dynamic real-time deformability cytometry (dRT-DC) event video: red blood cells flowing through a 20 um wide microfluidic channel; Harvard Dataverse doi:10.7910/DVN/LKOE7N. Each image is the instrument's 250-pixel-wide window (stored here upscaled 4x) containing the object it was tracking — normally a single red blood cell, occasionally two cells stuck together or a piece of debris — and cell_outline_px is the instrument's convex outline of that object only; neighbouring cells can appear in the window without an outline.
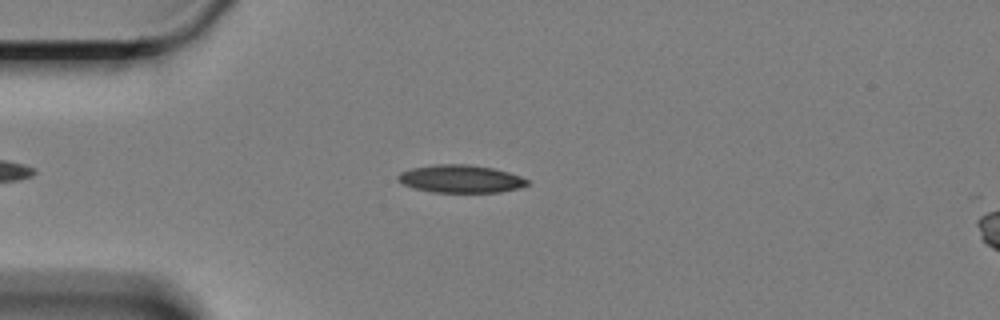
{"species": "Egyptian fruit bat (a non-hibernating species)", "species_latin": "Rousettus aegyptiacus", "temperature_condition": "cold", "stored_images_in_passage": 42, "camera_frame_rate_fps": 3000, "um_per_image_px": 0.085, "animal": {"sex": "female"}, "frame": {"image": 1, "passage_image": 2, "time_ms": 0.333, "image_size_px": [1000, 320], "cell_outline_px": [[528, 184], [520, 188], [500, 192], [432, 192], [412, 188], [396, 180], [396, 176], [400, 172], [412, 168], [436, 164], [468, 164], [492, 168], [508, 172], [520, 176], [528, 180]], "centroid_in_image_um": [39.12, 15.2], "position_along_channel_um": 45.9, "area_um2": 20.98}}
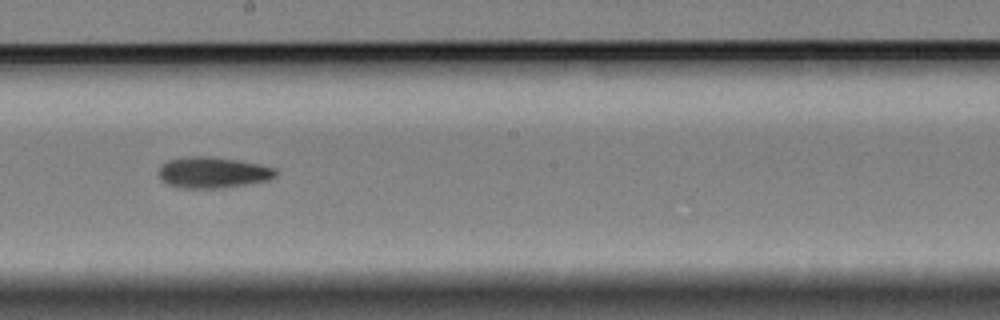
{"frame": {"image": 2, "passage_image": 20, "time_ms": 6.333, "image_size_px": [1000, 320], "cell_outline_px": [[276, 176], [268, 180], [248, 184], [224, 188], [180, 188], [168, 184], [160, 180], [160, 168], [168, 160], [188, 156], [204, 156], [236, 160], [276, 168]], "centroid_in_image_um": [18.09, 14.68], "position_along_channel_um": 230.1, "area_um2": 20.98}}
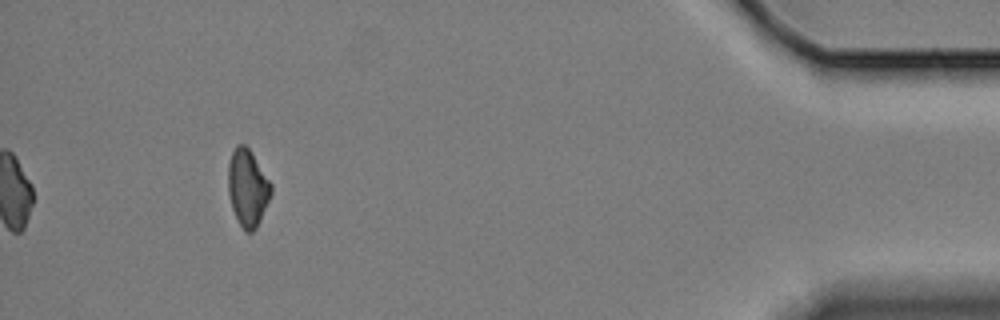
{"frame": {"image": 3, "passage_image": 42, "time_ms": 13.667, "image_size_px": [1000, 320], "cell_outline_px": [[272, 192], [260, 220], [256, 228], [252, 232], [244, 232], [232, 208], [228, 192], [228, 164], [232, 152], [236, 144], [244, 144], [252, 152], [272, 184]], "centroid_in_image_um": [21.04, 15.95], "position_along_channel_um": 414.2, "area_um2": 19.25}}